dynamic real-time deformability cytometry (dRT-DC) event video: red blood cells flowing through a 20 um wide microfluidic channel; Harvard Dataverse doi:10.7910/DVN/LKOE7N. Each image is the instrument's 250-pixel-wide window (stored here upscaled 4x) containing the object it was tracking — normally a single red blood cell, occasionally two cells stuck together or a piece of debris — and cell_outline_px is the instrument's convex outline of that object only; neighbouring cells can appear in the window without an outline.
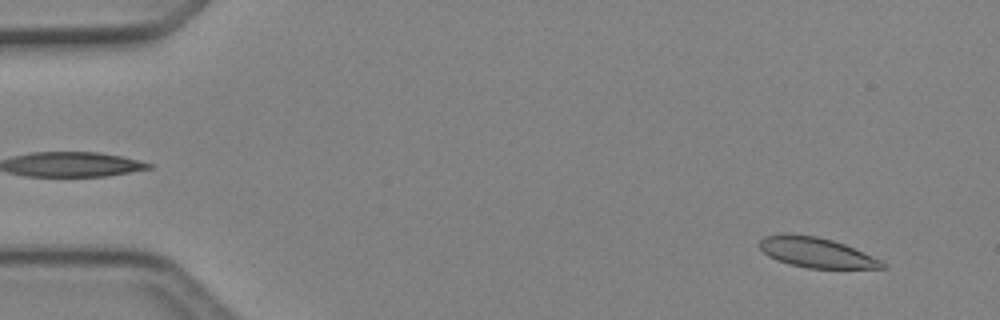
{"species": "Egyptian fruit bat (a non-hibernating species)", "species_latin": "Rousettus aegyptiacus", "temperature_condition": "cold", "stored_images_in_passage": 48, "camera_frame_rate_fps": 3000, "um_per_image_px": 0.085, "animal": {"sex": "female"}, "frame": {"image": 1, "passage_image": 3, "time_ms": 0.667, "image_size_px": [1000, 320], "cell_outline_px": [[888, 268], [808, 268], [776, 260], [768, 256], [756, 244], [764, 236], [784, 232], [788, 232], [816, 236], [832, 240], [844, 244], [872, 256], [888, 264]], "centroid_in_image_um": [69.34, 21.44], "position_along_channel_um": 15.7, "area_um2": 21.68}}
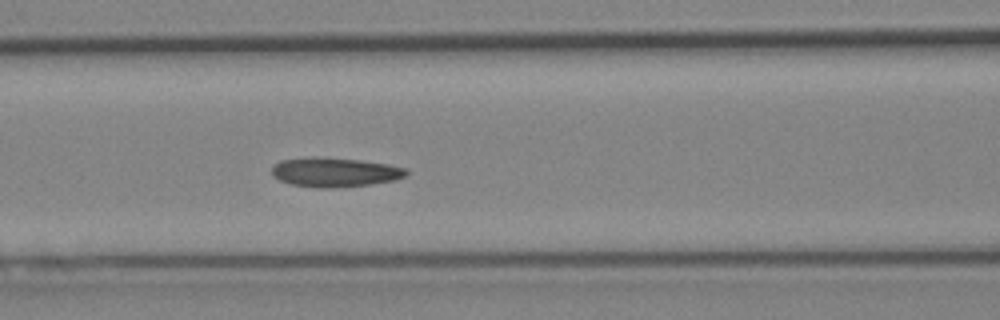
{"frame": {"image": 2, "passage_image": 20, "time_ms": 6.333, "image_size_px": [1000, 320], "cell_outline_px": [[408, 172], [404, 176], [396, 180], [368, 184], [332, 188], [316, 188], [292, 184], [280, 180], [272, 176], [272, 164], [280, 160], [312, 156], [316, 156], [360, 160], [388, 164], [408, 168]], "centroid_in_image_um": [28.43, 14.62], "position_along_channel_um": 138.2, "area_um2": 23.18}}
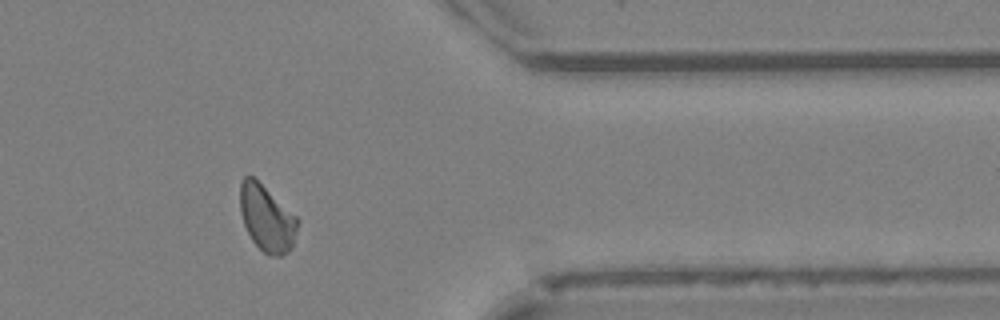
{"frame": {"image": 3, "passage_image": 39, "time_ms": 12.667, "image_size_px": [1000, 320], "cell_outline_px": [[300, 220], [292, 248], [288, 252], [280, 256], [268, 256], [252, 240], [244, 224], [240, 212], [240, 180], [244, 176], [252, 176], [296, 216]], "centroid_in_image_um": [22.68, 18.57], "position_along_channel_um": 388.7, "area_um2": 22.08}, "authors_computed_cell_mechanics": {"area_um2": 22.3686, "velocity_mm_per_s": 4.2039, "shape_relaxation_time_tau1_ms": 4.5506, "shape_relaxation_time_tau2_ms": 5.832, "deformation_change_tau1": 0.1314, "deformation_change_tau2": 0.133}}